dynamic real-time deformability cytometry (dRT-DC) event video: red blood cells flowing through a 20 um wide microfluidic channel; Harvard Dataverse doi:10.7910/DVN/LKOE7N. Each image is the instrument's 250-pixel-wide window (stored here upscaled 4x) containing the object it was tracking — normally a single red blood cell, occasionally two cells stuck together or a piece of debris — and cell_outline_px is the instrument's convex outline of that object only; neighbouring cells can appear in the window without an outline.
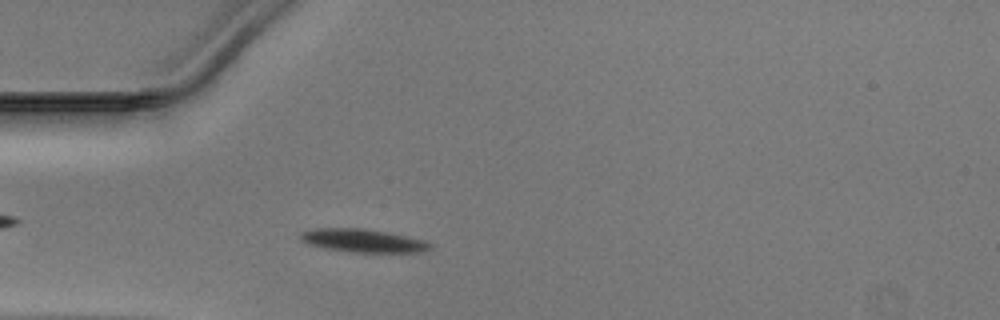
{"species": "Egyptian fruit bat (a non-hibernating species)", "species_latin": "Rousettus aegyptiacus", "temperature_condition": "warm", "stored_images_in_passage": 43, "camera_frame_rate_fps": 3000, "um_per_image_px": 0.085, "animal": {"sex": "male"}, "frame": {"image": 1, "passage_image": 8, "time_ms": 2.333, "image_size_px": [1000, 320], "cell_outline_px": [[432, 248], [420, 252], [348, 252], [324, 248], [308, 244], [300, 240], [300, 232], [316, 228], [364, 228], [424, 240], [432, 244]], "centroid_in_image_um": [30.8, 20.46], "position_along_channel_um": 54.2, "area_um2": 17.46}}
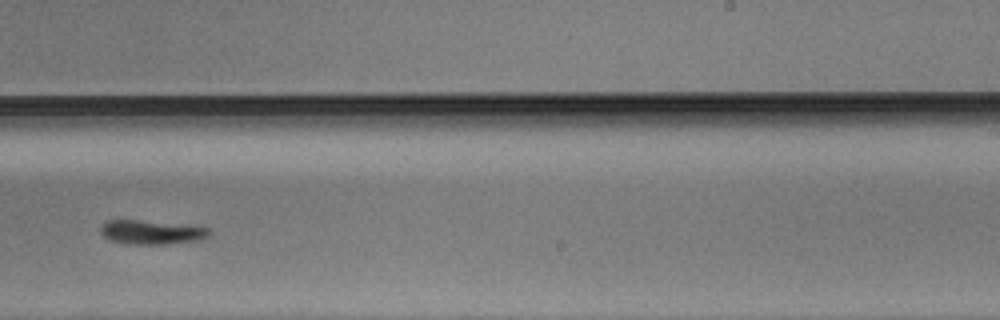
{"frame": {"image": 2, "passage_image": 25, "time_ms": 8.0, "image_size_px": [1000, 320], "cell_outline_px": [[212, 232], [208, 236], [196, 240], [164, 244], [128, 244], [112, 240], [104, 236], [100, 232], [100, 224], [104, 220], [140, 220], [212, 228]], "centroid_in_image_um": [12.84, 19.73], "position_along_channel_um": 276.2, "area_um2": 15.14}}
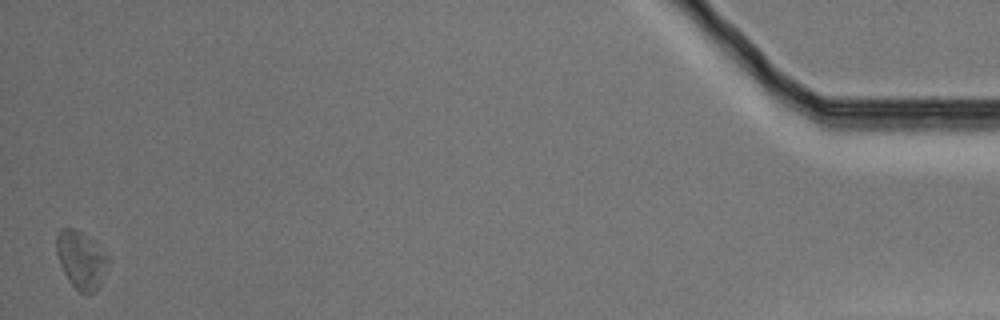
{"frame": {"image": 3, "passage_image": 43, "time_ms": 14.0, "image_size_px": [1000, 320], "cell_outline_px": [[108, 260], [100, 284], [92, 292], [80, 292], [68, 280], [60, 264], [56, 252], [56, 236], [60, 228], [72, 228], [96, 240], [100, 244], [108, 256]], "centroid_in_image_um": [6.88, 22.02], "position_along_channel_um": 428.3, "area_um2": 17.17}}